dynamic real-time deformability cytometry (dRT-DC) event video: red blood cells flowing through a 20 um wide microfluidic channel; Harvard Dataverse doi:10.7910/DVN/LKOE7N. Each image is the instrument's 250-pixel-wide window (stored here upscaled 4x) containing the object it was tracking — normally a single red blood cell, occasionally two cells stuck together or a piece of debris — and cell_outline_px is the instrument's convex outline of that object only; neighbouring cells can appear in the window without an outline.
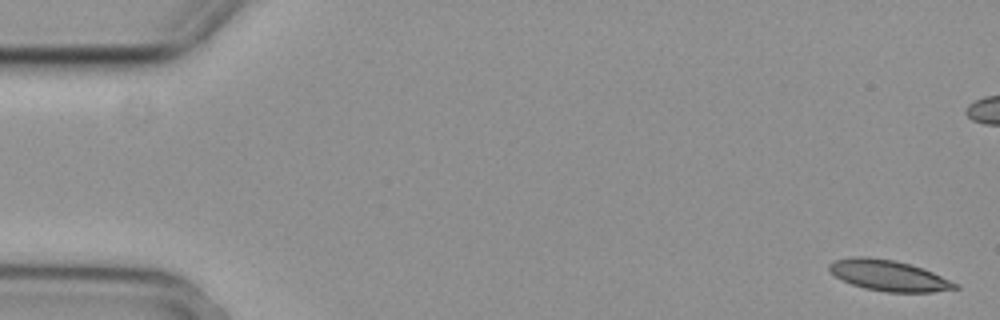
{"species": "common noctule bat (a hibernating species)", "species_latin": "Nyctalus noctula", "temperature_condition": "cold", "stored_images_in_passage": 6, "camera_frame_rate_fps": 3000, "um_per_image_px": 0.085, "animal": {"sex": "female", "body_mass_g": 29.2, "forearm_length_mm": 56.3}, "frame": {"image": 1, "passage_image": 1, "time_ms": 0.0, "image_size_px": [1000, 320], "cell_outline_px": [[960, 288], [932, 292], [884, 292], [864, 288], [852, 284], [836, 276], [828, 268], [828, 264], [836, 260], [852, 256], [868, 256], [896, 260], [912, 264], [924, 268], [960, 284]], "centroid_in_image_um": [75.59, 23.41], "position_along_channel_um": 9.4, "area_um2": 22.83}}